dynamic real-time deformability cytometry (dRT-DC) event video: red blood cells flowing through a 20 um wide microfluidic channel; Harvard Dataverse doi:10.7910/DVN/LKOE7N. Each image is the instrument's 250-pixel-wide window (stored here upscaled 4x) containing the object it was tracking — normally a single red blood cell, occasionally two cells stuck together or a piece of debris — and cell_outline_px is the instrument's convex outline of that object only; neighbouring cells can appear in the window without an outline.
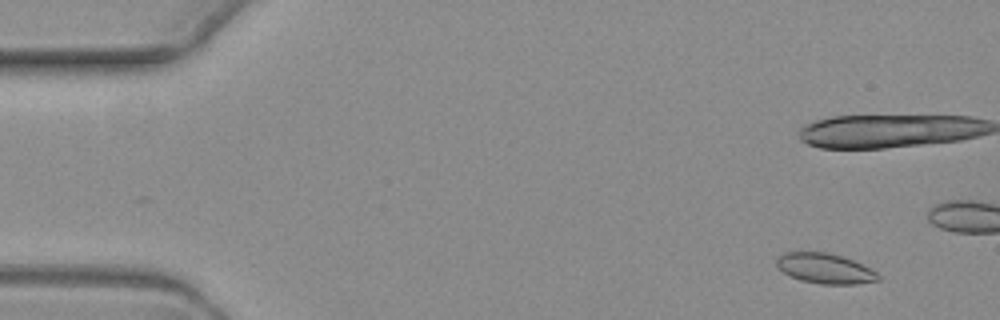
{"species": "common noctule bat (a hibernating species)", "species_latin": "Nyctalus noctula", "temperature_condition": "warm", "stored_images_in_passage": 5, "camera_frame_rate_fps": 3000, "um_per_image_px": 0.085, "animal": {"sex": "female", "body_mass_g": 19.3, "forearm_length_mm": 54.1}, "frame": {"image": 1, "passage_image": 1, "time_ms": 0.0, "image_size_px": [1000, 320], "cell_outline_px": [[880, 280], [856, 284], [820, 284], [800, 280], [776, 268], [776, 260], [784, 252], [828, 252], [852, 260], [876, 272], [880, 276]], "centroid_in_image_um": [70.1, 22.82], "position_along_channel_um": 14.9, "area_um2": 17.69}}